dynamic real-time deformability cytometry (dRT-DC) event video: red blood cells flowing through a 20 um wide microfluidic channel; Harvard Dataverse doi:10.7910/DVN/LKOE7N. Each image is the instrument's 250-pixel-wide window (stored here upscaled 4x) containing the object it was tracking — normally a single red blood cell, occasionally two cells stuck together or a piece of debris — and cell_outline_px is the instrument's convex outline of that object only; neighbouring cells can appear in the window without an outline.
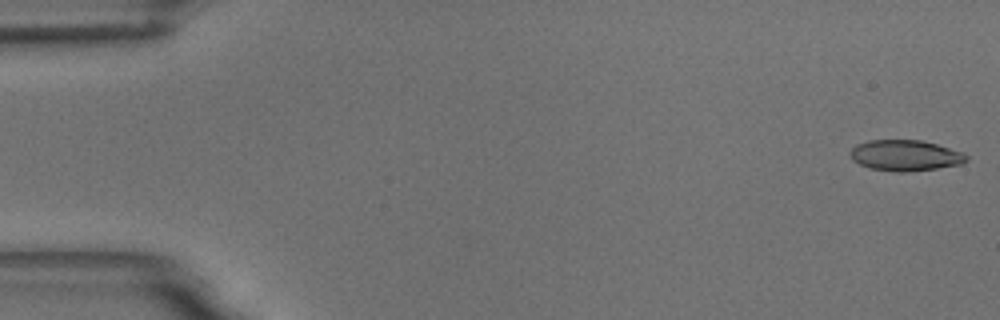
{"species": "common noctule bat (a hibernating species)", "species_latin": "Nyctalus noctula", "temperature_condition": "room temperature", "stored_images_in_passage": 51, "camera_frame_rate_fps": 3000, "um_per_image_px": 0.085, "animal": {"sex": "male", "body_mass_g": 18.8}, "frame": {"image": 1, "passage_image": 1, "time_ms": 0.0, "image_size_px": [1000, 320], "cell_outline_px": [[968, 160], [960, 164], [936, 168], [904, 172], [896, 172], [872, 168], [860, 164], [852, 160], [852, 148], [856, 144], [868, 140], [924, 140], [964, 152], [968, 156]], "centroid_in_image_um": [76.99, 13.2], "position_along_channel_um": 8.0, "area_um2": 20.81}}
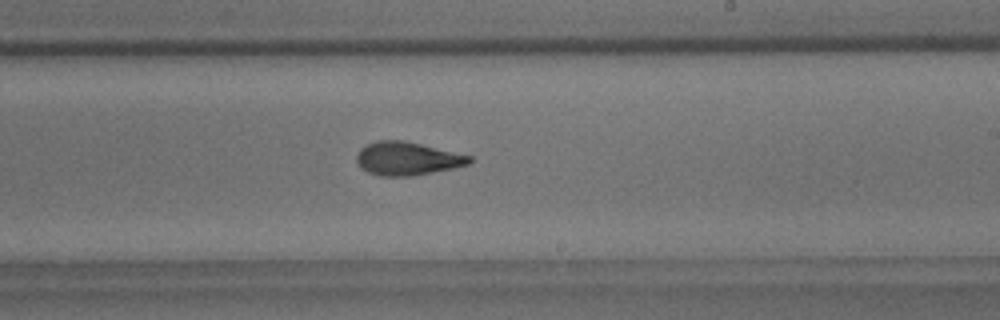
{"frame": {"image": 2, "passage_image": 33, "time_ms": 10.667, "image_size_px": [1000, 320], "cell_outline_px": [[472, 164], [412, 176], [380, 176], [368, 172], [360, 168], [356, 160], [356, 156], [360, 148], [364, 144], [376, 140], [404, 140], [472, 156]], "centroid_in_image_um": [34.59, 13.47], "position_along_channel_um": 254.4, "area_um2": 22.08}}
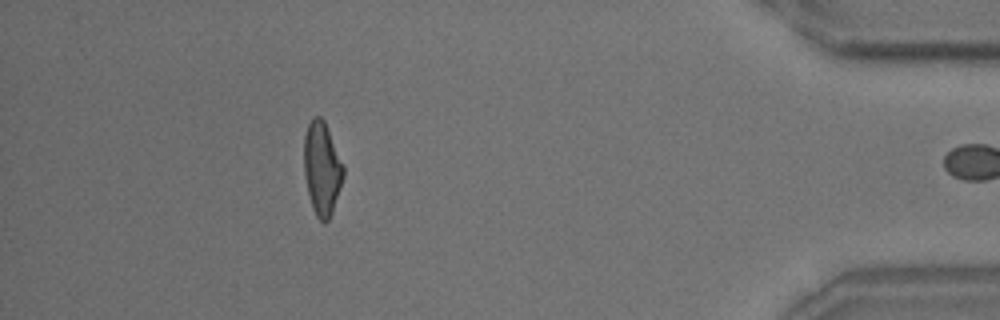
{"frame": {"image": 3, "passage_image": 50, "time_ms": 16.333, "image_size_px": [1000, 320], "cell_outline_px": [[344, 176], [332, 212], [328, 220], [324, 224], [316, 216], [312, 208], [308, 192], [304, 172], [304, 136], [308, 124], [312, 116], [320, 116], [324, 120], [344, 164]], "centroid_in_image_um": [27.37, 14.3], "position_along_channel_um": 407.8, "area_um2": 21.5}}